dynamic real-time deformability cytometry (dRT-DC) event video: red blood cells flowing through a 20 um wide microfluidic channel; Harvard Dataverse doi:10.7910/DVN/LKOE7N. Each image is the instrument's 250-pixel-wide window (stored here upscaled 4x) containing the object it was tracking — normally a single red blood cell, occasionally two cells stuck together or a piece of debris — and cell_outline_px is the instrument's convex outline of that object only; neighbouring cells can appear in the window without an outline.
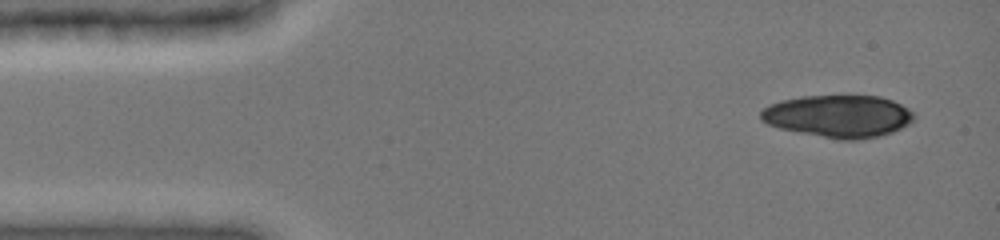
{"species": "common noctule bat (a hibernating species)", "species_latin": "Nyctalus noctula", "temperature_condition": "cold", "stored_images_in_passage": 24, "camera_frame_rate_fps": 3000, "um_per_image_px": 0.085, "animal": {"sex": "female", "body_mass_g": 19.0, "forearm_length_mm": 51.5}, "frame": {"image": 1, "passage_image": 3, "time_ms": 0.667, "image_size_px": [1000, 240], "cell_outline_px": [[916, 116], [908, 124], [892, 132], [880, 136], [856, 140], [840, 140], [780, 128], [768, 124], [760, 120], [760, 112], [768, 104], [780, 100], [800, 96], [880, 96], [892, 100], [908, 108]], "centroid_in_image_um": [71.25, 9.87], "position_along_channel_um": 13.8, "area_um2": 37.8}}